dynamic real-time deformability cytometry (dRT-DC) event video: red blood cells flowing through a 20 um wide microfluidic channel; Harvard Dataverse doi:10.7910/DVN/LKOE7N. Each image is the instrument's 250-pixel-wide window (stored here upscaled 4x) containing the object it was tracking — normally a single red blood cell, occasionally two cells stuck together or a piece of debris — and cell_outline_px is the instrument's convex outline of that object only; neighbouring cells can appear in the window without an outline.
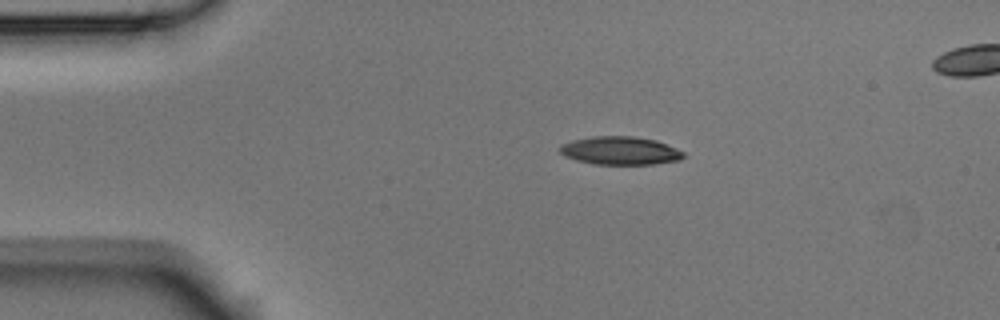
{"species": "Egyptian fruit bat (a non-hibernating species)", "species_latin": "Rousettus aegyptiacus", "temperature_condition": "room temperature", "stored_images_in_passage": 3, "segment_of_instrument_passage": [1, 2], "camera_frame_rate_fps": 3000, "um_per_image_px": 0.085, "animal": {"sex": "male"}, "frame": {"image": 1, "passage_image": 1, "time_ms": 0.0, "image_size_px": [1000, 320], "cell_outline_px": [[684, 156], [680, 160], [656, 164], [592, 164], [576, 160], [564, 156], [556, 148], [560, 144], [572, 140], [592, 136], [632, 136], [656, 140], [676, 148], [684, 152]], "centroid_in_image_um": [52.67, 12.8], "position_along_channel_um": 32.3, "area_um2": 20.52}}